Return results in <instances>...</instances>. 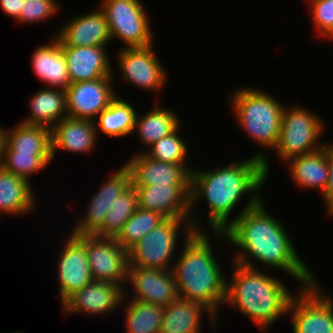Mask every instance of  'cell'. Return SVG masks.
I'll use <instances>...</instances> for the list:
<instances>
[{"instance_id": "obj_1", "label": "cell", "mask_w": 333, "mask_h": 333, "mask_svg": "<svg viewBox=\"0 0 333 333\" xmlns=\"http://www.w3.org/2000/svg\"><path fill=\"white\" fill-rule=\"evenodd\" d=\"M260 151L243 162L237 161L218 169L205 170L193 167L190 220L194 231H203L197 221L199 219H196L193 212V207L201 199L207 201V225L209 224L208 228L213 232H224L242 212L257 206L263 200L260 190L270 173V163L266 151ZM247 194L249 198L245 207L230 220L232 212Z\"/></svg>"}, {"instance_id": "obj_2", "label": "cell", "mask_w": 333, "mask_h": 333, "mask_svg": "<svg viewBox=\"0 0 333 333\" xmlns=\"http://www.w3.org/2000/svg\"><path fill=\"white\" fill-rule=\"evenodd\" d=\"M284 227L281 220L271 216L262 200L242 212L224 232L212 233L215 238L225 239L239 250L234 253L232 263L258 270L256 261L283 270L301 283L300 288L312 285L317 281L316 276L299 256Z\"/></svg>"}, {"instance_id": "obj_3", "label": "cell", "mask_w": 333, "mask_h": 333, "mask_svg": "<svg viewBox=\"0 0 333 333\" xmlns=\"http://www.w3.org/2000/svg\"><path fill=\"white\" fill-rule=\"evenodd\" d=\"M183 250L173 264L178 298L200 302L217 317L219 307L225 306L226 277L211 247L209 233L183 231Z\"/></svg>"}, {"instance_id": "obj_4", "label": "cell", "mask_w": 333, "mask_h": 333, "mask_svg": "<svg viewBox=\"0 0 333 333\" xmlns=\"http://www.w3.org/2000/svg\"><path fill=\"white\" fill-rule=\"evenodd\" d=\"M232 278L226 280L225 304L265 332L282 316L287 315L294 293L282 281L259 269L233 263Z\"/></svg>"}, {"instance_id": "obj_5", "label": "cell", "mask_w": 333, "mask_h": 333, "mask_svg": "<svg viewBox=\"0 0 333 333\" xmlns=\"http://www.w3.org/2000/svg\"><path fill=\"white\" fill-rule=\"evenodd\" d=\"M232 94L229 104L238 126L255 144L265 150H274L285 106L275 96L255 87L235 89Z\"/></svg>"}, {"instance_id": "obj_6", "label": "cell", "mask_w": 333, "mask_h": 333, "mask_svg": "<svg viewBox=\"0 0 333 333\" xmlns=\"http://www.w3.org/2000/svg\"><path fill=\"white\" fill-rule=\"evenodd\" d=\"M286 106L282 115L278 143L274 149L281 162L316 152L326 145V142L320 141L325 125L319 116L305 107Z\"/></svg>"}, {"instance_id": "obj_7", "label": "cell", "mask_w": 333, "mask_h": 333, "mask_svg": "<svg viewBox=\"0 0 333 333\" xmlns=\"http://www.w3.org/2000/svg\"><path fill=\"white\" fill-rule=\"evenodd\" d=\"M140 0H102L111 39H120L124 48L147 47L153 43L152 27L145 5Z\"/></svg>"}, {"instance_id": "obj_8", "label": "cell", "mask_w": 333, "mask_h": 333, "mask_svg": "<svg viewBox=\"0 0 333 333\" xmlns=\"http://www.w3.org/2000/svg\"><path fill=\"white\" fill-rule=\"evenodd\" d=\"M183 227L184 230H193L186 220L166 219L128 250L129 265L136 268L172 270L171 257L177 250L175 248H178V233Z\"/></svg>"}, {"instance_id": "obj_9", "label": "cell", "mask_w": 333, "mask_h": 333, "mask_svg": "<svg viewBox=\"0 0 333 333\" xmlns=\"http://www.w3.org/2000/svg\"><path fill=\"white\" fill-rule=\"evenodd\" d=\"M324 292L318 280L298 287L287 310L293 333H333V298Z\"/></svg>"}, {"instance_id": "obj_10", "label": "cell", "mask_w": 333, "mask_h": 333, "mask_svg": "<svg viewBox=\"0 0 333 333\" xmlns=\"http://www.w3.org/2000/svg\"><path fill=\"white\" fill-rule=\"evenodd\" d=\"M153 46L124 48L118 53V66L123 82L139 89L159 92L165 87L167 70L155 54Z\"/></svg>"}, {"instance_id": "obj_11", "label": "cell", "mask_w": 333, "mask_h": 333, "mask_svg": "<svg viewBox=\"0 0 333 333\" xmlns=\"http://www.w3.org/2000/svg\"><path fill=\"white\" fill-rule=\"evenodd\" d=\"M86 254L94 280L125 285L128 250L115 239L86 235Z\"/></svg>"}, {"instance_id": "obj_12", "label": "cell", "mask_w": 333, "mask_h": 333, "mask_svg": "<svg viewBox=\"0 0 333 333\" xmlns=\"http://www.w3.org/2000/svg\"><path fill=\"white\" fill-rule=\"evenodd\" d=\"M113 77L71 83L65 90L67 116L94 121L118 95L112 84Z\"/></svg>"}, {"instance_id": "obj_13", "label": "cell", "mask_w": 333, "mask_h": 333, "mask_svg": "<svg viewBox=\"0 0 333 333\" xmlns=\"http://www.w3.org/2000/svg\"><path fill=\"white\" fill-rule=\"evenodd\" d=\"M63 248L59 249L58 283L60 300L63 303L67 298L91 281L90 266L86 254V235L70 234L65 240Z\"/></svg>"}, {"instance_id": "obj_14", "label": "cell", "mask_w": 333, "mask_h": 333, "mask_svg": "<svg viewBox=\"0 0 333 333\" xmlns=\"http://www.w3.org/2000/svg\"><path fill=\"white\" fill-rule=\"evenodd\" d=\"M125 287L122 284L93 280L62 303L63 312L68 315L81 312L106 316L121 307L124 297H128Z\"/></svg>"}, {"instance_id": "obj_15", "label": "cell", "mask_w": 333, "mask_h": 333, "mask_svg": "<svg viewBox=\"0 0 333 333\" xmlns=\"http://www.w3.org/2000/svg\"><path fill=\"white\" fill-rule=\"evenodd\" d=\"M138 207L156 211L167 219H183L191 224V184L134 186Z\"/></svg>"}, {"instance_id": "obj_16", "label": "cell", "mask_w": 333, "mask_h": 333, "mask_svg": "<svg viewBox=\"0 0 333 333\" xmlns=\"http://www.w3.org/2000/svg\"><path fill=\"white\" fill-rule=\"evenodd\" d=\"M106 181V182H105ZM102 182V186L95 192L88 202L84 218H80L73 226L72 235H94L103 225L106 214L122 191L130 184V173L123 164L115 173Z\"/></svg>"}, {"instance_id": "obj_17", "label": "cell", "mask_w": 333, "mask_h": 333, "mask_svg": "<svg viewBox=\"0 0 333 333\" xmlns=\"http://www.w3.org/2000/svg\"><path fill=\"white\" fill-rule=\"evenodd\" d=\"M126 282L133 287L130 300L166 307L178 299L172 270L136 268L128 265ZM132 283V284H131Z\"/></svg>"}, {"instance_id": "obj_18", "label": "cell", "mask_w": 333, "mask_h": 333, "mask_svg": "<svg viewBox=\"0 0 333 333\" xmlns=\"http://www.w3.org/2000/svg\"><path fill=\"white\" fill-rule=\"evenodd\" d=\"M124 165L129 170L133 186L191 184V166L154 160L143 151L129 158Z\"/></svg>"}, {"instance_id": "obj_19", "label": "cell", "mask_w": 333, "mask_h": 333, "mask_svg": "<svg viewBox=\"0 0 333 333\" xmlns=\"http://www.w3.org/2000/svg\"><path fill=\"white\" fill-rule=\"evenodd\" d=\"M61 47L105 46L111 39L107 19L99 8L86 14L74 15L57 31Z\"/></svg>"}, {"instance_id": "obj_20", "label": "cell", "mask_w": 333, "mask_h": 333, "mask_svg": "<svg viewBox=\"0 0 333 333\" xmlns=\"http://www.w3.org/2000/svg\"><path fill=\"white\" fill-rule=\"evenodd\" d=\"M107 47H62L71 83L113 76Z\"/></svg>"}, {"instance_id": "obj_21", "label": "cell", "mask_w": 333, "mask_h": 333, "mask_svg": "<svg viewBox=\"0 0 333 333\" xmlns=\"http://www.w3.org/2000/svg\"><path fill=\"white\" fill-rule=\"evenodd\" d=\"M97 139L94 121L67 116L51 129L52 159L58 149L73 153L92 152Z\"/></svg>"}, {"instance_id": "obj_22", "label": "cell", "mask_w": 333, "mask_h": 333, "mask_svg": "<svg viewBox=\"0 0 333 333\" xmlns=\"http://www.w3.org/2000/svg\"><path fill=\"white\" fill-rule=\"evenodd\" d=\"M204 312L211 321V328L215 329L218 317L210 309L200 302L178 298L164 307L159 333H201Z\"/></svg>"}, {"instance_id": "obj_23", "label": "cell", "mask_w": 333, "mask_h": 333, "mask_svg": "<svg viewBox=\"0 0 333 333\" xmlns=\"http://www.w3.org/2000/svg\"><path fill=\"white\" fill-rule=\"evenodd\" d=\"M32 67L35 75L50 88L66 90L71 84L68 68L60 41L54 37L49 44L34 50Z\"/></svg>"}, {"instance_id": "obj_24", "label": "cell", "mask_w": 333, "mask_h": 333, "mask_svg": "<svg viewBox=\"0 0 333 333\" xmlns=\"http://www.w3.org/2000/svg\"><path fill=\"white\" fill-rule=\"evenodd\" d=\"M286 164L299 189H317L321 194L325 191L328 183V142L316 152L288 159Z\"/></svg>"}, {"instance_id": "obj_25", "label": "cell", "mask_w": 333, "mask_h": 333, "mask_svg": "<svg viewBox=\"0 0 333 333\" xmlns=\"http://www.w3.org/2000/svg\"><path fill=\"white\" fill-rule=\"evenodd\" d=\"M31 181L0 167V216H23L37 208ZM36 207V208H35Z\"/></svg>"}, {"instance_id": "obj_26", "label": "cell", "mask_w": 333, "mask_h": 333, "mask_svg": "<svg viewBox=\"0 0 333 333\" xmlns=\"http://www.w3.org/2000/svg\"><path fill=\"white\" fill-rule=\"evenodd\" d=\"M30 115L21 119L26 125L46 126L52 129L67 117L66 91L59 88L45 87L29 98Z\"/></svg>"}, {"instance_id": "obj_27", "label": "cell", "mask_w": 333, "mask_h": 333, "mask_svg": "<svg viewBox=\"0 0 333 333\" xmlns=\"http://www.w3.org/2000/svg\"><path fill=\"white\" fill-rule=\"evenodd\" d=\"M151 111L143 113L141 116L136 115L135 128L139 139L145 147H149L159 139L171 134L179 126L181 121L179 116L173 110L160 107L158 98Z\"/></svg>"}, {"instance_id": "obj_28", "label": "cell", "mask_w": 333, "mask_h": 333, "mask_svg": "<svg viewBox=\"0 0 333 333\" xmlns=\"http://www.w3.org/2000/svg\"><path fill=\"white\" fill-rule=\"evenodd\" d=\"M135 107L119 95L94 120L97 136L104 133L109 137H123L131 135L135 130ZM97 121V122H96Z\"/></svg>"}, {"instance_id": "obj_29", "label": "cell", "mask_w": 333, "mask_h": 333, "mask_svg": "<svg viewBox=\"0 0 333 333\" xmlns=\"http://www.w3.org/2000/svg\"><path fill=\"white\" fill-rule=\"evenodd\" d=\"M4 151L18 153H52L51 129L46 126L19 123L5 130Z\"/></svg>"}, {"instance_id": "obj_30", "label": "cell", "mask_w": 333, "mask_h": 333, "mask_svg": "<svg viewBox=\"0 0 333 333\" xmlns=\"http://www.w3.org/2000/svg\"><path fill=\"white\" fill-rule=\"evenodd\" d=\"M121 305L125 306L126 333H159L164 307L125 298Z\"/></svg>"}, {"instance_id": "obj_31", "label": "cell", "mask_w": 333, "mask_h": 333, "mask_svg": "<svg viewBox=\"0 0 333 333\" xmlns=\"http://www.w3.org/2000/svg\"><path fill=\"white\" fill-rule=\"evenodd\" d=\"M137 208L136 191L134 186L130 184L116 197L115 202L106 214L102 227L94 235L100 238L115 239Z\"/></svg>"}, {"instance_id": "obj_32", "label": "cell", "mask_w": 333, "mask_h": 333, "mask_svg": "<svg viewBox=\"0 0 333 333\" xmlns=\"http://www.w3.org/2000/svg\"><path fill=\"white\" fill-rule=\"evenodd\" d=\"M166 219L167 218L161 213L144 210L138 207L124 224L115 240L120 246L129 250L142 237L148 234L152 229L158 227Z\"/></svg>"}, {"instance_id": "obj_33", "label": "cell", "mask_w": 333, "mask_h": 333, "mask_svg": "<svg viewBox=\"0 0 333 333\" xmlns=\"http://www.w3.org/2000/svg\"><path fill=\"white\" fill-rule=\"evenodd\" d=\"M52 153H18L3 151L1 167L28 181L31 175L46 169L52 162Z\"/></svg>"}, {"instance_id": "obj_34", "label": "cell", "mask_w": 333, "mask_h": 333, "mask_svg": "<svg viewBox=\"0 0 333 333\" xmlns=\"http://www.w3.org/2000/svg\"><path fill=\"white\" fill-rule=\"evenodd\" d=\"M180 126L171 134L159 139L150 145L145 151L147 156L154 160H160L168 163H175L180 165L187 164L188 145L180 136Z\"/></svg>"}, {"instance_id": "obj_35", "label": "cell", "mask_w": 333, "mask_h": 333, "mask_svg": "<svg viewBox=\"0 0 333 333\" xmlns=\"http://www.w3.org/2000/svg\"><path fill=\"white\" fill-rule=\"evenodd\" d=\"M57 0H25L19 16L15 19L21 24H34L52 18L59 9Z\"/></svg>"}, {"instance_id": "obj_36", "label": "cell", "mask_w": 333, "mask_h": 333, "mask_svg": "<svg viewBox=\"0 0 333 333\" xmlns=\"http://www.w3.org/2000/svg\"><path fill=\"white\" fill-rule=\"evenodd\" d=\"M316 37L333 39V0H308Z\"/></svg>"}, {"instance_id": "obj_37", "label": "cell", "mask_w": 333, "mask_h": 333, "mask_svg": "<svg viewBox=\"0 0 333 333\" xmlns=\"http://www.w3.org/2000/svg\"><path fill=\"white\" fill-rule=\"evenodd\" d=\"M326 209V214L333 216V144L328 143V183L321 194Z\"/></svg>"}, {"instance_id": "obj_38", "label": "cell", "mask_w": 333, "mask_h": 333, "mask_svg": "<svg viewBox=\"0 0 333 333\" xmlns=\"http://www.w3.org/2000/svg\"><path fill=\"white\" fill-rule=\"evenodd\" d=\"M23 1L25 0H0V6L7 16L15 20L22 9Z\"/></svg>"}, {"instance_id": "obj_39", "label": "cell", "mask_w": 333, "mask_h": 333, "mask_svg": "<svg viewBox=\"0 0 333 333\" xmlns=\"http://www.w3.org/2000/svg\"><path fill=\"white\" fill-rule=\"evenodd\" d=\"M4 145H5V129L0 126V167L3 160Z\"/></svg>"}]
</instances>
